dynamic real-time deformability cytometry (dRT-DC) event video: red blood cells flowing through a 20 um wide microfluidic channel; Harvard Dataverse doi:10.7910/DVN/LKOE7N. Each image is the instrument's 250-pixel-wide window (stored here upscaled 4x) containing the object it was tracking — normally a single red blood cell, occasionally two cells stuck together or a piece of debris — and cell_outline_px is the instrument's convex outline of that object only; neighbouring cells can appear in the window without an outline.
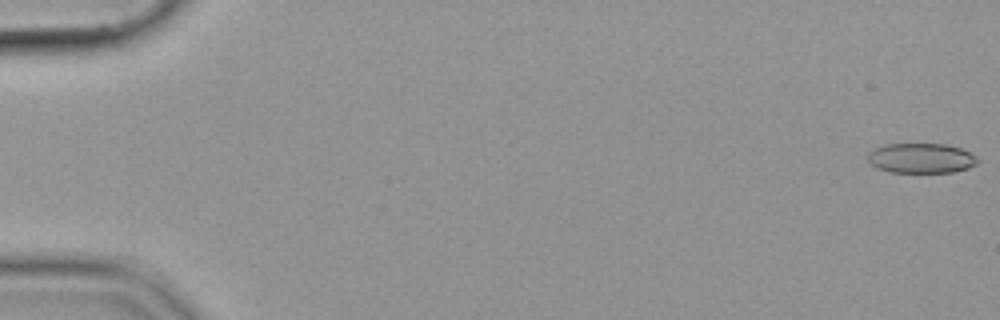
{"species": "common noctule bat (a hibernating species)", "species_latin": "Nyctalus noctula", "temperature_condition": "cold", "stored_images_in_passage": 55, "camera_frame_rate_fps": 3000, "um_per_image_px": 0.085, "animal": {"sex": "female", "body_mass_g": 19.9}, "frame": {"image": 1, "passage_image": 1, "time_ms": 0.0, "image_size_px": [1000, 320], "cell_outline_px": [[980, 160], [976, 164], [968, 168], [952, 172], [888, 172], [876, 168], [868, 160], [868, 152], [884, 144], [948, 144], [960, 148], [976, 156]], "centroid_in_image_um": [78.29, 13.44], "position_along_channel_um": 6.7, "area_um2": 19.19}}
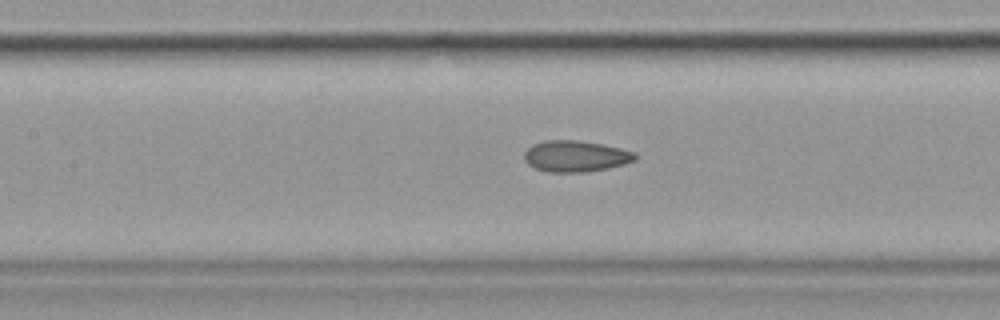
{"frame": {"image": 2, "passage_image": 26, "time_ms": 8.333, "image_size_px": [1000, 320], "cell_outline_px": [[636, 160], [624, 164], [608, 168], [584, 172], [548, 172], [536, 168], [528, 164], [524, 160], [524, 152], [532, 144], [544, 140], [580, 140], [604, 144], [636, 152]], "centroid_in_image_um": [48.93, 13.26], "position_along_channel_um": 158.5, "area_um2": 20.35}}
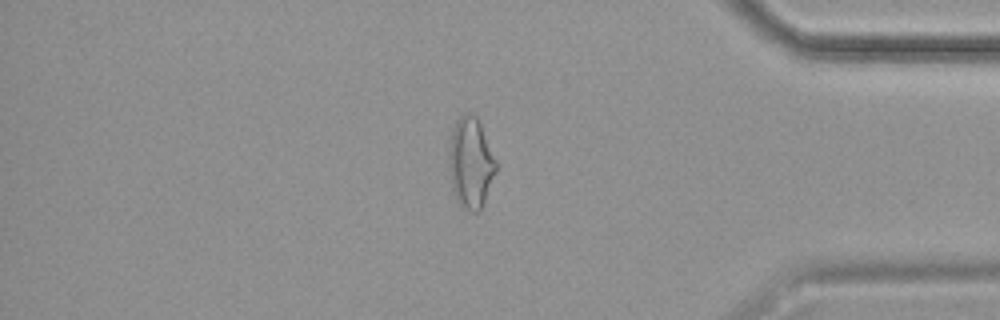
{"frame": {"image": 3, "passage_image": 47, "time_ms": 15.333, "image_size_px": [1000, 320], "cell_outline_px": [[496, 172], [484, 204], [480, 212], [472, 212], [460, 208], [456, 200], [452, 188], [448, 168], [448, 152], [452, 132], [456, 120], [464, 112], [472, 112], [476, 116], [480, 124], [496, 160]], "centroid_in_image_um": [39.99, 13.88], "position_along_channel_um": 395.2, "area_um2": 25.32}}